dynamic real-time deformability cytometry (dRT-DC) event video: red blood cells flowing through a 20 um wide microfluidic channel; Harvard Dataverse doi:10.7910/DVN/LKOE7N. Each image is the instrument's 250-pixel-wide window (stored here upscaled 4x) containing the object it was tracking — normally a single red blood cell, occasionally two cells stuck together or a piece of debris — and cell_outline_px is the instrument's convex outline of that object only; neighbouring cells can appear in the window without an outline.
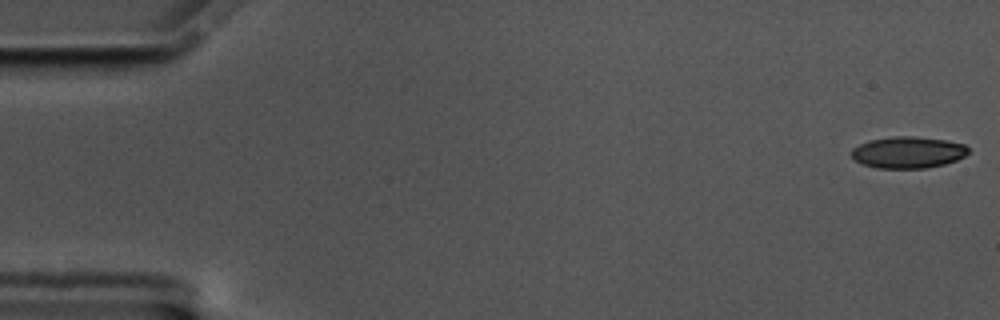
{"species": "common noctule bat (a hibernating species)", "species_latin": "Nyctalus noctula", "temperature_condition": "cold", "stored_images_in_passage": 57, "camera_frame_rate_fps": 3000, "um_per_image_px": 0.085, "animal": {"sex": "male", "body_mass_g": 17.5, "forearm_length_mm": 52.3}, "frame": {"image": 1, "passage_image": 1, "time_ms": 0.0, "image_size_px": [1000, 320], "cell_outline_px": [[968, 152], [964, 156], [956, 160], [944, 164], [924, 168], [876, 168], [864, 164], [856, 160], [852, 156], [852, 148], [868, 140], [892, 136], [916, 136], [944, 140], [964, 144], [968, 148]], "centroid_in_image_um": [77.17, 12.94], "position_along_channel_um": 7.8, "area_um2": 21.39}}
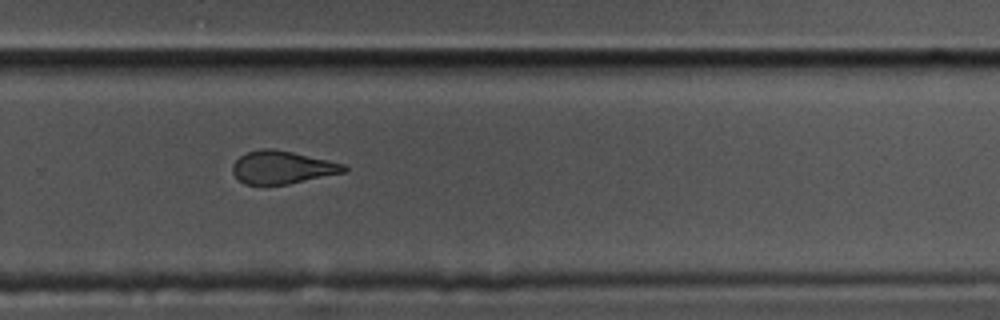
{"frame": {"image": 2, "passage_image": 38, "time_ms": 12.333, "image_size_px": [1000, 320], "cell_outline_px": [[348, 172], [288, 184], [244, 184], [232, 172], [232, 164], [240, 156], [248, 152], [260, 148], [272, 148], [292, 152], [328, 160], [344, 164], [348, 168]], "centroid_in_image_um": [24.01, 14.22], "position_along_channel_um": 305.8, "area_um2": 21.33}}
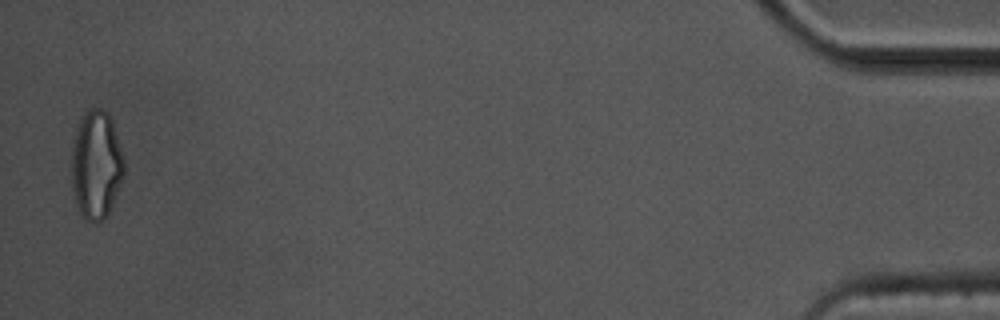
{"frame": {"image": 3, "passage_image": 56, "time_ms": 18.333, "image_size_px": [1000, 320], "cell_outline_px": [[124, 176], [112, 204], [108, 212], [96, 224], [84, 220], [80, 212], [72, 188], [72, 148], [80, 120], [92, 108], [100, 108], [108, 112], [112, 120], [124, 160]], "centroid_in_image_um": [8.19, 14.03], "position_along_channel_um": 427.0, "area_um2": 32.71}, "authors_computed_cell_mechanics": {"area_um2": 22.6576, "velocity_mm_per_s": 3.5305, "shape_relaxation_time_tau1_ms": 5.7483, "shape_relaxation_time_tau2_ms": 2.2944, "deformation_change_tau1": 0.151, "deformation_change_tau2": 0.081}}